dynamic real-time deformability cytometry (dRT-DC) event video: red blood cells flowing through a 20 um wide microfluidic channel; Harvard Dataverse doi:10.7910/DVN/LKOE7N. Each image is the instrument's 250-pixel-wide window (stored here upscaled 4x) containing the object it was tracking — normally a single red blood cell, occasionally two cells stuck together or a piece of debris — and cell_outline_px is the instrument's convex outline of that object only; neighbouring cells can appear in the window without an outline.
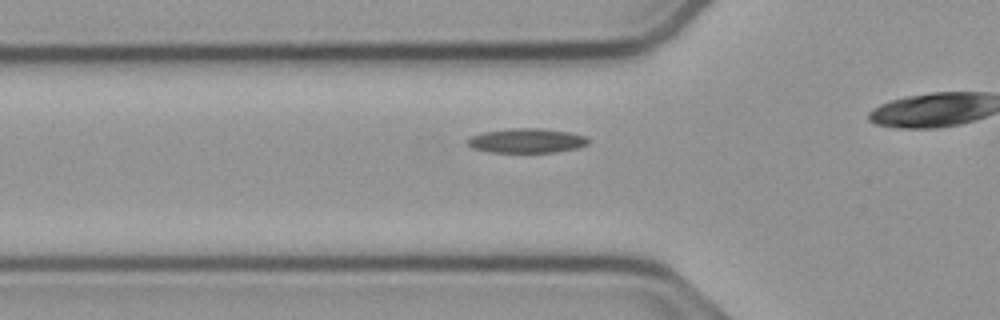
{"species": "common noctule bat (a hibernating species)", "species_latin": "Nyctalus noctula", "temperature_condition": "cold", "stored_images_in_passage": 31, "camera_frame_rate_fps": 3000, "um_per_image_px": 0.085, "animal": {"sex": "male", "body_mass_g": 23.1, "forearm_length_mm": 52.7}, "frame": {"image": 1, "passage_image": 6, "time_ms": 1.667, "image_size_px": [1000, 320], "cell_outline_px": [[588, 144], [576, 148], [556, 152], [488, 152], [472, 148], [464, 140], [468, 136], [484, 132], [508, 128], [540, 128], [568, 132], [584, 136], [588, 140]], "centroid_in_image_um": [44.69, 11.95], "position_along_channel_um": 81.1, "area_um2": 17.28}}
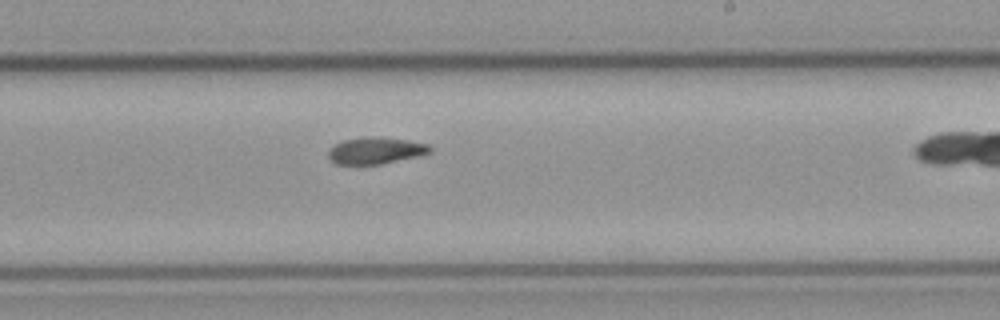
{"frame": {"image": 2, "passage_image": 20, "time_ms": 6.333, "image_size_px": [1000, 320], "cell_outline_px": [[432, 152], [420, 156], [380, 164], [336, 164], [328, 156], [328, 152], [336, 144], [344, 140], [364, 136], [404, 140], [428, 144], [432, 148]], "centroid_in_image_um": [31.96, 12.81], "position_along_channel_um": 257.0, "area_um2": 15.55}}
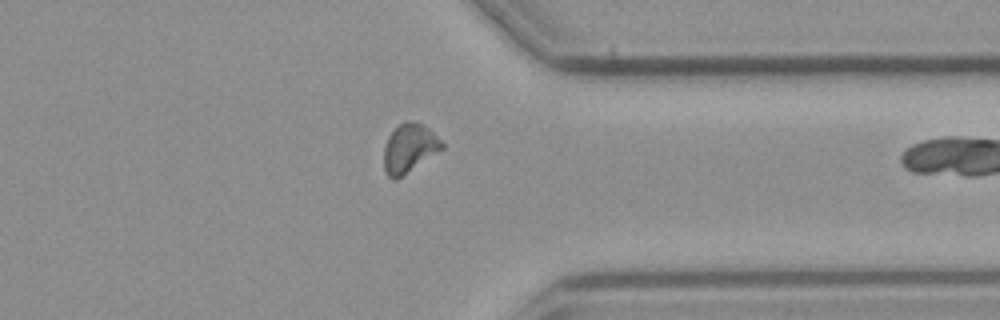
{"frame": {"image": 3, "passage_image": 30, "time_ms": 9.667, "image_size_px": [1000, 320], "cell_outline_px": [[444, 148], [400, 176], [392, 180], [384, 172], [384, 148], [388, 136], [404, 120], [412, 120], [424, 124], [444, 144]], "centroid_in_image_um": [34.77, 12.56], "position_along_channel_um": 376.6, "area_um2": 16.18}}